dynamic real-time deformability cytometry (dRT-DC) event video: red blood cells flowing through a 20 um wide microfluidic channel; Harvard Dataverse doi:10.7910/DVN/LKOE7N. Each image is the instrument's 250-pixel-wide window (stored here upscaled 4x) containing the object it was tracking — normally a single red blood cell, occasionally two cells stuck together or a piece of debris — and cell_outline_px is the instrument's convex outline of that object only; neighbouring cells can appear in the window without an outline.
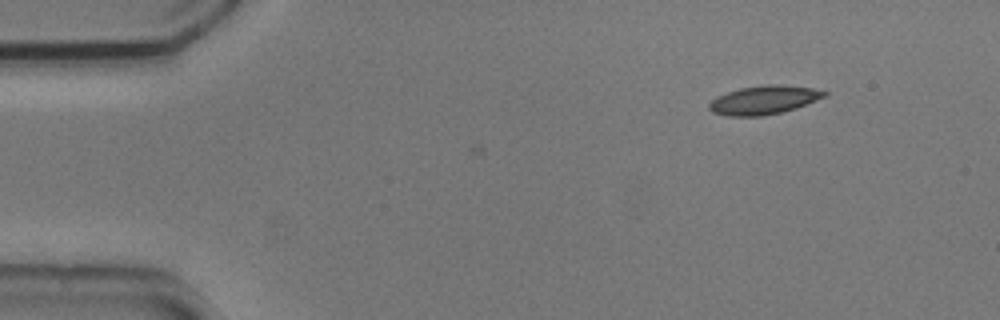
{"species": "common noctule bat (a hibernating species)", "species_latin": "Nyctalus noctula", "temperature_condition": "cold", "stored_images_in_passage": 4, "camera_frame_rate_fps": 3000, "um_per_image_px": 0.085, "animal": {"sex": "male", "body_mass_g": 20.5, "forearm_length_mm": 52.5}, "frame": {"image": 1, "passage_image": 4, "time_ms": 1.0, "image_size_px": [1000, 320], "cell_outline_px": [[828, 96], [796, 108], [784, 112], [764, 116], [728, 116], [712, 112], [708, 108], [708, 104], [716, 96], [740, 88], [764, 84], [776, 84], [812, 88], [828, 92]], "centroid_in_image_um": [64.94, 8.5], "position_along_channel_um": 20.1, "area_um2": 19.42}}